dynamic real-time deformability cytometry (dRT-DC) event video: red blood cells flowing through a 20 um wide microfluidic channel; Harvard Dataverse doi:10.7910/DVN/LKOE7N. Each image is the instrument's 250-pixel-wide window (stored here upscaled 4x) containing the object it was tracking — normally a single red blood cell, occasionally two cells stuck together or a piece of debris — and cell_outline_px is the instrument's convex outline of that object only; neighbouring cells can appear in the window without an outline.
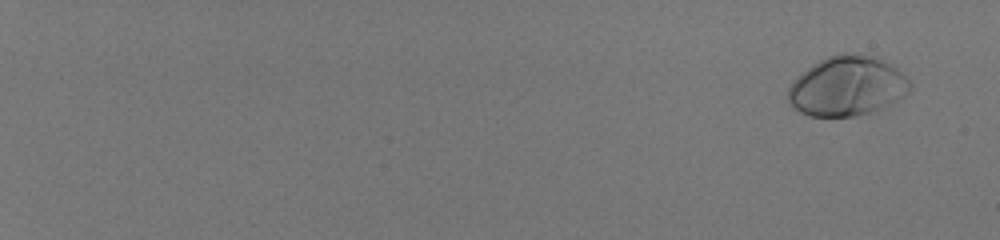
{"species": "human", "species_latin": "Homo sapiens", "temperature_condition": "room temperature", "stored_images_in_passage": 57, "camera_frame_rate_fps": 3000, "um_per_image_px": 0.085, "donor": {"sex": "male"}, "frame": {"image": 1, "passage_image": 4, "time_ms": 1.0, "image_size_px": [1000, 240], "cell_outline_px": [[912, 88], [908, 92], [896, 100], [888, 104], [868, 112], [856, 116], [812, 116], [800, 112], [788, 100], [788, 88], [812, 64], [828, 56], [844, 52], [876, 56], [884, 60], [896, 68], [912, 84]], "centroid_in_image_um": [72.02, 7.3], "position_along_channel_um": 13.0, "area_um2": 41.73}}
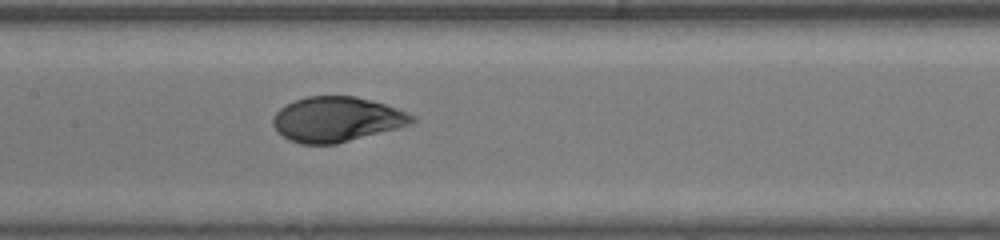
{"frame": {"image": 2, "passage_image": 35, "time_ms": 11.333, "image_size_px": [1000, 240], "cell_outline_px": [[416, 120], [400, 128], [336, 144], [300, 144], [276, 132], [272, 124], [272, 116], [280, 108], [296, 100], [308, 96], [356, 96], [384, 104], [396, 108], [416, 116]], "centroid_in_image_um": [28.61, 10.15], "position_along_channel_um": 178.8, "area_um2": 36.41}}
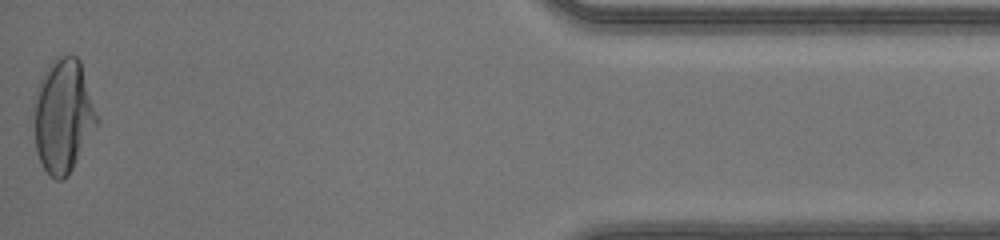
{"frame": {"image": 3, "passage_image": 57, "time_ms": 18.667, "image_size_px": [1000, 240], "cell_outline_px": [[100, 120], [68, 176], [64, 180], [56, 180], [44, 168], [36, 152], [32, 104], [36, 88], [40, 76], [48, 64], [56, 56], [76, 56], [80, 60]], "centroid_in_image_um": [5.34, 9.81], "position_along_channel_um": 429.9, "area_um2": 42.37}, "authors_computed_cell_mechanics": {"area_um2": 38.2058, "velocity_mm_per_s": 4.1332, "shape_relaxation_time_tau1_ms": 3.171, "shape_relaxation_time_tau2_ms": null, "deformation_change_tau1": 0.1916, "deformation_change_tau2": null}}